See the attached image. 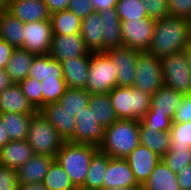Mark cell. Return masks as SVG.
<instances>
[{
	"instance_id": "1",
	"label": "cell",
	"mask_w": 191,
	"mask_h": 190,
	"mask_svg": "<svg viewBox=\"0 0 191 190\" xmlns=\"http://www.w3.org/2000/svg\"><path fill=\"white\" fill-rule=\"evenodd\" d=\"M190 35L191 20L173 17L157 19L148 51L160 59L179 53L189 44Z\"/></svg>"
},
{
	"instance_id": "2",
	"label": "cell",
	"mask_w": 191,
	"mask_h": 190,
	"mask_svg": "<svg viewBox=\"0 0 191 190\" xmlns=\"http://www.w3.org/2000/svg\"><path fill=\"white\" fill-rule=\"evenodd\" d=\"M140 122L133 119H118L105 128L104 140L98 149L111 158L124 159L140 144Z\"/></svg>"
},
{
	"instance_id": "3",
	"label": "cell",
	"mask_w": 191,
	"mask_h": 190,
	"mask_svg": "<svg viewBox=\"0 0 191 190\" xmlns=\"http://www.w3.org/2000/svg\"><path fill=\"white\" fill-rule=\"evenodd\" d=\"M98 150V147L93 145L65 141L55 156V160L69 175L74 186L82 187L92 156Z\"/></svg>"
},
{
	"instance_id": "4",
	"label": "cell",
	"mask_w": 191,
	"mask_h": 190,
	"mask_svg": "<svg viewBox=\"0 0 191 190\" xmlns=\"http://www.w3.org/2000/svg\"><path fill=\"white\" fill-rule=\"evenodd\" d=\"M109 97L118 119L141 121L151 108L152 95L135 87L117 86L109 92Z\"/></svg>"
},
{
	"instance_id": "5",
	"label": "cell",
	"mask_w": 191,
	"mask_h": 190,
	"mask_svg": "<svg viewBox=\"0 0 191 190\" xmlns=\"http://www.w3.org/2000/svg\"><path fill=\"white\" fill-rule=\"evenodd\" d=\"M27 140L35 154L54 158L65 142L40 111L31 117Z\"/></svg>"
},
{
	"instance_id": "6",
	"label": "cell",
	"mask_w": 191,
	"mask_h": 190,
	"mask_svg": "<svg viewBox=\"0 0 191 190\" xmlns=\"http://www.w3.org/2000/svg\"><path fill=\"white\" fill-rule=\"evenodd\" d=\"M117 87V71L105 52H91L86 91L90 94L109 93Z\"/></svg>"
},
{
	"instance_id": "7",
	"label": "cell",
	"mask_w": 191,
	"mask_h": 190,
	"mask_svg": "<svg viewBox=\"0 0 191 190\" xmlns=\"http://www.w3.org/2000/svg\"><path fill=\"white\" fill-rule=\"evenodd\" d=\"M135 72L133 87L142 92L153 95L164 86L161 59L148 50L138 52Z\"/></svg>"
},
{
	"instance_id": "8",
	"label": "cell",
	"mask_w": 191,
	"mask_h": 190,
	"mask_svg": "<svg viewBox=\"0 0 191 190\" xmlns=\"http://www.w3.org/2000/svg\"><path fill=\"white\" fill-rule=\"evenodd\" d=\"M164 86L191 94V69L184 51L161 58Z\"/></svg>"
},
{
	"instance_id": "9",
	"label": "cell",
	"mask_w": 191,
	"mask_h": 190,
	"mask_svg": "<svg viewBox=\"0 0 191 190\" xmlns=\"http://www.w3.org/2000/svg\"><path fill=\"white\" fill-rule=\"evenodd\" d=\"M156 20L152 18L121 21L123 46L140 51L152 44Z\"/></svg>"
},
{
	"instance_id": "10",
	"label": "cell",
	"mask_w": 191,
	"mask_h": 190,
	"mask_svg": "<svg viewBox=\"0 0 191 190\" xmlns=\"http://www.w3.org/2000/svg\"><path fill=\"white\" fill-rule=\"evenodd\" d=\"M75 121V132L68 142L99 147L104 140L105 128L97 122L89 107L77 113Z\"/></svg>"
},
{
	"instance_id": "11",
	"label": "cell",
	"mask_w": 191,
	"mask_h": 190,
	"mask_svg": "<svg viewBox=\"0 0 191 190\" xmlns=\"http://www.w3.org/2000/svg\"><path fill=\"white\" fill-rule=\"evenodd\" d=\"M24 41L22 49L34 55L49 54L52 41V24L50 20L24 23Z\"/></svg>"
},
{
	"instance_id": "12",
	"label": "cell",
	"mask_w": 191,
	"mask_h": 190,
	"mask_svg": "<svg viewBox=\"0 0 191 190\" xmlns=\"http://www.w3.org/2000/svg\"><path fill=\"white\" fill-rule=\"evenodd\" d=\"M139 51L134 48L122 46L105 52L111 58L117 71V86H134L136 59Z\"/></svg>"
},
{
	"instance_id": "13",
	"label": "cell",
	"mask_w": 191,
	"mask_h": 190,
	"mask_svg": "<svg viewBox=\"0 0 191 190\" xmlns=\"http://www.w3.org/2000/svg\"><path fill=\"white\" fill-rule=\"evenodd\" d=\"M81 34L53 35L49 55L61 62L76 57H90Z\"/></svg>"
},
{
	"instance_id": "14",
	"label": "cell",
	"mask_w": 191,
	"mask_h": 190,
	"mask_svg": "<svg viewBox=\"0 0 191 190\" xmlns=\"http://www.w3.org/2000/svg\"><path fill=\"white\" fill-rule=\"evenodd\" d=\"M124 159L133 171L137 183L142 187L162 157L146 146L139 144Z\"/></svg>"
},
{
	"instance_id": "15",
	"label": "cell",
	"mask_w": 191,
	"mask_h": 190,
	"mask_svg": "<svg viewBox=\"0 0 191 190\" xmlns=\"http://www.w3.org/2000/svg\"><path fill=\"white\" fill-rule=\"evenodd\" d=\"M103 176L102 190L118 187L141 188L127 161L122 158H111L109 156L107 169Z\"/></svg>"
},
{
	"instance_id": "16",
	"label": "cell",
	"mask_w": 191,
	"mask_h": 190,
	"mask_svg": "<svg viewBox=\"0 0 191 190\" xmlns=\"http://www.w3.org/2000/svg\"><path fill=\"white\" fill-rule=\"evenodd\" d=\"M39 111L65 141L73 136L76 127L75 116L62 108L58 102L47 104Z\"/></svg>"
},
{
	"instance_id": "17",
	"label": "cell",
	"mask_w": 191,
	"mask_h": 190,
	"mask_svg": "<svg viewBox=\"0 0 191 190\" xmlns=\"http://www.w3.org/2000/svg\"><path fill=\"white\" fill-rule=\"evenodd\" d=\"M7 11L23 23L50 20L43 0H9Z\"/></svg>"
},
{
	"instance_id": "18",
	"label": "cell",
	"mask_w": 191,
	"mask_h": 190,
	"mask_svg": "<svg viewBox=\"0 0 191 190\" xmlns=\"http://www.w3.org/2000/svg\"><path fill=\"white\" fill-rule=\"evenodd\" d=\"M35 155L28 140H11L0 149V166L17 170Z\"/></svg>"
},
{
	"instance_id": "19",
	"label": "cell",
	"mask_w": 191,
	"mask_h": 190,
	"mask_svg": "<svg viewBox=\"0 0 191 190\" xmlns=\"http://www.w3.org/2000/svg\"><path fill=\"white\" fill-rule=\"evenodd\" d=\"M54 160L55 158L49 155L35 154L17 169L19 184L42 183Z\"/></svg>"
},
{
	"instance_id": "20",
	"label": "cell",
	"mask_w": 191,
	"mask_h": 190,
	"mask_svg": "<svg viewBox=\"0 0 191 190\" xmlns=\"http://www.w3.org/2000/svg\"><path fill=\"white\" fill-rule=\"evenodd\" d=\"M37 110L31 105L18 84H12L0 93V114H34Z\"/></svg>"
},
{
	"instance_id": "21",
	"label": "cell",
	"mask_w": 191,
	"mask_h": 190,
	"mask_svg": "<svg viewBox=\"0 0 191 190\" xmlns=\"http://www.w3.org/2000/svg\"><path fill=\"white\" fill-rule=\"evenodd\" d=\"M80 34L90 52H103V23L99 12L95 11L82 19Z\"/></svg>"
},
{
	"instance_id": "22",
	"label": "cell",
	"mask_w": 191,
	"mask_h": 190,
	"mask_svg": "<svg viewBox=\"0 0 191 190\" xmlns=\"http://www.w3.org/2000/svg\"><path fill=\"white\" fill-rule=\"evenodd\" d=\"M90 57H76L61 62L63 77L68 88L86 89Z\"/></svg>"
},
{
	"instance_id": "23",
	"label": "cell",
	"mask_w": 191,
	"mask_h": 190,
	"mask_svg": "<svg viewBox=\"0 0 191 190\" xmlns=\"http://www.w3.org/2000/svg\"><path fill=\"white\" fill-rule=\"evenodd\" d=\"M103 23V52L123 46L121 20L115 7L99 12Z\"/></svg>"
},
{
	"instance_id": "24",
	"label": "cell",
	"mask_w": 191,
	"mask_h": 190,
	"mask_svg": "<svg viewBox=\"0 0 191 190\" xmlns=\"http://www.w3.org/2000/svg\"><path fill=\"white\" fill-rule=\"evenodd\" d=\"M141 190H180L177 174L161 159Z\"/></svg>"
},
{
	"instance_id": "25",
	"label": "cell",
	"mask_w": 191,
	"mask_h": 190,
	"mask_svg": "<svg viewBox=\"0 0 191 190\" xmlns=\"http://www.w3.org/2000/svg\"><path fill=\"white\" fill-rule=\"evenodd\" d=\"M183 94L166 86H162L152 95L151 110L154 113L165 114L173 120L177 107L180 105Z\"/></svg>"
},
{
	"instance_id": "26",
	"label": "cell",
	"mask_w": 191,
	"mask_h": 190,
	"mask_svg": "<svg viewBox=\"0 0 191 190\" xmlns=\"http://www.w3.org/2000/svg\"><path fill=\"white\" fill-rule=\"evenodd\" d=\"M36 55L22 49L15 48L6 65V73L14 84H18L29 75V69Z\"/></svg>"
},
{
	"instance_id": "27",
	"label": "cell",
	"mask_w": 191,
	"mask_h": 190,
	"mask_svg": "<svg viewBox=\"0 0 191 190\" xmlns=\"http://www.w3.org/2000/svg\"><path fill=\"white\" fill-rule=\"evenodd\" d=\"M24 23L7 10L0 13V39L14 48H21L24 41Z\"/></svg>"
},
{
	"instance_id": "28",
	"label": "cell",
	"mask_w": 191,
	"mask_h": 190,
	"mask_svg": "<svg viewBox=\"0 0 191 190\" xmlns=\"http://www.w3.org/2000/svg\"><path fill=\"white\" fill-rule=\"evenodd\" d=\"M28 77L34 78L38 82L50 78H64L62 65L49 54L35 56Z\"/></svg>"
},
{
	"instance_id": "29",
	"label": "cell",
	"mask_w": 191,
	"mask_h": 190,
	"mask_svg": "<svg viewBox=\"0 0 191 190\" xmlns=\"http://www.w3.org/2000/svg\"><path fill=\"white\" fill-rule=\"evenodd\" d=\"M88 107L93 112L97 122L104 128L118 120L109 93L90 94Z\"/></svg>"
},
{
	"instance_id": "30",
	"label": "cell",
	"mask_w": 191,
	"mask_h": 190,
	"mask_svg": "<svg viewBox=\"0 0 191 190\" xmlns=\"http://www.w3.org/2000/svg\"><path fill=\"white\" fill-rule=\"evenodd\" d=\"M140 144L146 146L160 157H163L170 147L171 134L170 131H157L146 128L140 122Z\"/></svg>"
},
{
	"instance_id": "31",
	"label": "cell",
	"mask_w": 191,
	"mask_h": 190,
	"mask_svg": "<svg viewBox=\"0 0 191 190\" xmlns=\"http://www.w3.org/2000/svg\"><path fill=\"white\" fill-rule=\"evenodd\" d=\"M33 114L1 113L0 118L5 125L6 133L11 140H26Z\"/></svg>"
},
{
	"instance_id": "32",
	"label": "cell",
	"mask_w": 191,
	"mask_h": 190,
	"mask_svg": "<svg viewBox=\"0 0 191 190\" xmlns=\"http://www.w3.org/2000/svg\"><path fill=\"white\" fill-rule=\"evenodd\" d=\"M53 35L80 34L82 20L69 9L50 15Z\"/></svg>"
},
{
	"instance_id": "33",
	"label": "cell",
	"mask_w": 191,
	"mask_h": 190,
	"mask_svg": "<svg viewBox=\"0 0 191 190\" xmlns=\"http://www.w3.org/2000/svg\"><path fill=\"white\" fill-rule=\"evenodd\" d=\"M109 162V156L98 150L91 159L88 173L82 188L102 190L103 178Z\"/></svg>"
},
{
	"instance_id": "34",
	"label": "cell",
	"mask_w": 191,
	"mask_h": 190,
	"mask_svg": "<svg viewBox=\"0 0 191 190\" xmlns=\"http://www.w3.org/2000/svg\"><path fill=\"white\" fill-rule=\"evenodd\" d=\"M89 99L90 93L85 89L67 87L58 103L62 106V108H65L72 113V115L76 116L77 113L88 107Z\"/></svg>"
},
{
	"instance_id": "35",
	"label": "cell",
	"mask_w": 191,
	"mask_h": 190,
	"mask_svg": "<svg viewBox=\"0 0 191 190\" xmlns=\"http://www.w3.org/2000/svg\"><path fill=\"white\" fill-rule=\"evenodd\" d=\"M42 183L48 190H74L76 188L69 175L56 160L52 162Z\"/></svg>"
},
{
	"instance_id": "36",
	"label": "cell",
	"mask_w": 191,
	"mask_h": 190,
	"mask_svg": "<svg viewBox=\"0 0 191 190\" xmlns=\"http://www.w3.org/2000/svg\"><path fill=\"white\" fill-rule=\"evenodd\" d=\"M115 9L121 21L148 18L141 0H117Z\"/></svg>"
},
{
	"instance_id": "37",
	"label": "cell",
	"mask_w": 191,
	"mask_h": 190,
	"mask_svg": "<svg viewBox=\"0 0 191 190\" xmlns=\"http://www.w3.org/2000/svg\"><path fill=\"white\" fill-rule=\"evenodd\" d=\"M42 107L58 102L67 88L64 78H50L41 81Z\"/></svg>"
},
{
	"instance_id": "38",
	"label": "cell",
	"mask_w": 191,
	"mask_h": 190,
	"mask_svg": "<svg viewBox=\"0 0 191 190\" xmlns=\"http://www.w3.org/2000/svg\"><path fill=\"white\" fill-rule=\"evenodd\" d=\"M162 160L177 174L180 170H184L187 165H191V148H169Z\"/></svg>"
},
{
	"instance_id": "39",
	"label": "cell",
	"mask_w": 191,
	"mask_h": 190,
	"mask_svg": "<svg viewBox=\"0 0 191 190\" xmlns=\"http://www.w3.org/2000/svg\"><path fill=\"white\" fill-rule=\"evenodd\" d=\"M169 148H191V121L187 123H172Z\"/></svg>"
},
{
	"instance_id": "40",
	"label": "cell",
	"mask_w": 191,
	"mask_h": 190,
	"mask_svg": "<svg viewBox=\"0 0 191 190\" xmlns=\"http://www.w3.org/2000/svg\"><path fill=\"white\" fill-rule=\"evenodd\" d=\"M18 85L31 105L39 111L42 108L41 82L36 81L34 78L27 77L20 81Z\"/></svg>"
},
{
	"instance_id": "41",
	"label": "cell",
	"mask_w": 191,
	"mask_h": 190,
	"mask_svg": "<svg viewBox=\"0 0 191 190\" xmlns=\"http://www.w3.org/2000/svg\"><path fill=\"white\" fill-rule=\"evenodd\" d=\"M141 123L148 129L170 131L173 120L161 113H154L151 109L142 118Z\"/></svg>"
},
{
	"instance_id": "42",
	"label": "cell",
	"mask_w": 191,
	"mask_h": 190,
	"mask_svg": "<svg viewBox=\"0 0 191 190\" xmlns=\"http://www.w3.org/2000/svg\"><path fill=\"white\" fill-rule=\"evenodd\" d=\"M144 4L147 15L152 19H163L169 17L168 0H141Z\"/></svg>"
},
{
	"instance_id": "43",
	"label": "cell",
	"mask_w": 191,
	"mask_h": 190,
	"mask_svg": "<svg viewBox=\"0 0 191 190\" xmlns=\"http://www.w3.org/2000/svg\"><path fill=\"white\" fill-rule=\"evenodd\" d=\"M169 17L191 20V0H168Z\"/></svg>"
},
{
	"instance_id": "44",
	"label": "cell",
	"mask_w": 191,
	"mask_h": 190,
	"mask_svg": "<svg viewBox=\"0 0 191 190\" xmlns=\"http://www.w3.org/2000/svg\"><path fill=\"white\" fill-rule=\"evenodd\" d=\"M17 170L0 166V190L18 189Z\"/></svg>"
},
{
	"instance_id": "45",
	"label": "cell",
	"mask_w": 191,
	"mask_h": 190,
	"mask_svg": "<svg viewBox=\"0 0 191 190\" xmlns=\"http://www.w3.org/2000/svg\"><path fill=\"white\" fill-rule=\"evenodd\" d=\"M191 121V94L184 95L176 109L173 123H187Z\"/></svg>"
},
{
	"instance_id": "46",
	"label": "cell",
	"mask_w": 191,
	"mask_h": 190,
	"mask_svg": "<svg viewBox=\"0 0 191 190\" xmlns=\"http://www.w3.org/2000/svg\"><path fill=\"white\" fill-rule=\"evenodd\" d=\"M68 9L75 13L81 20L88 14L95 12L92 0H69Z\"/></svg>"
},
{
	"instance_id": "47",
	"label": "cell",
	"mask_w": 191,
	"mask_h": 190,
	"mask_svg": "<svg viewBox=\"0 0 191 190\" xmlns=\"http://www.w3.org/2000/svg\"><path fill=\"white\" fill-rule=\"evenodd\" d=\"M177 180L180 190H191V165L177 173Z\"/></svg>"
},
{
	"instance_id": "48",
	"label": "cell",
	"mask_w": 191,
	"mask_h": 190,
	"mask_svg": "<svg viewBox=\"0 0 191 190\" xmlns=\"http://www.w3.org/2000/svg\"><path fill=\"white\" fill-rule=\"evenodd\" d=\"M15 48L4 40L0 39V69H5L7 62Z\"/></svg>"
},
{
	"instance_id": "49",
	"label": "cell",
	"mask_w": 191,
	"mask_h": 190,
	"mask_svg": "<svg viewBox=\"0 0 191 190\" xmlns=\"http://www.w3.org/2000/svg\"><path fill=\"white\" fill-rule=\"evenodd\" d=\"M47 6L49 14H53L59 11L67 10L69 6V0H43Z\"/></svg>"
},
{
	"instance_id": "50",
	"label": "cell",
	"mask_w": 191,
	"mask_h": 190,
	"mask_svg": "<svg viewBox=\"0 0 191 190\" xmlns=\"http://www.w3.org/2000/svg\"><path fill=\"white\" fill-rule=\"evenodd\" d=\"M96 12L114 8L117 0H92Z\"/></svg>"
},
{
	"instance_id": "51",
	"label": "cell",
	"mask_w": 191,
	"mask_h": 190,
	"mask_svg": "<svg viewBox=\"0 0 191 190\" xmlns=\"http://www.w3.org/2000/svg\"><path fill=\"white\" fill-rule=\"evenodd\" d=\"M12 84L13 82L10 80L6 70L0 69V93L3 92L6 88L10 87Z\"/></svg>"
},
{
	"instance_id": "52",
	"label": "cell",
	"mask_w": 191,
	"mask_h": 190,
	"mask_svg": "<svg viewBox=\"0 0 191 190\" xmlns=\"http://www.w3.org/2000/svg\"><path fill=\"white\" fill-rule=\"evenodd\" d=\"M10 141L11 139L8 133H6L5 125H3V122L0 118V149Z\"/></svg>"
},
{
	"instance_id": "53",
	"label": "cell",
	"mask_w": 191,
	"mask_h": 190,
	"mask_svg": "<svg viewBox=\"0 0 191 190\" xmlns=\"http://www.w3.org/2000/svg\"><path fill=\"white\" fill-rule=\"evenodd\" d=\"M17 190H48L43 183L19 184Z\"/></svg>"
},
{
	"instance_id": "54",
	"label": "cell",
	"mask_w": 191,
	"mask_h": 190,
	"mask_svg": "<svg viewBox=\"0 0 191 190\" xmlns=\"http://www.w3.org/2000/svg\"><path fill=\"white\" fill-rule=\"evenodd\" d=\"M183 51L187 57L189 67L191 69V41H189V44L185 47V49Z\"/></svg>"
},
{
	"instance_id": "55",
	"label": "cell",
	"mask_w": 191,
	"mask_h": 190,
	"mask_svg": "<svg viewBox=\"0 0 191 190\" xmlns=\"http://www.w3.org/2000/svg\"><path fill=\"white\" fill-rule=\"evenodd\" d=\"M9 6V0H0V13L6 11Z\"/></svg>"
},
{
	"instance_id": "56",
	"label": "cell",
	"mask_w": 191,
	"mask_h": 190,
	"mask_svg": "<svg viewBox=\"0 0 191 190\" xmlns=\"http://www.w3.org/2000/svg\"><path fill=\"white\" fill-rule=\"evenodd\" d=\"M106 190H141V188L118 187V188H112V189H106Z\"/></svg>"
},
{
	"instance_id": "57",
	"label": "cell",
	"mask_w": 191,
	"mask_h": 190,
	"mask_svg": "<svg viewBox=\"0 0 191 190\" xmlns=\"http://www.w3.org/2000/svg\"><path fill=\"white\" fill-rule=\"evenodd\" d=\"M74 190H91V189H85V188H82V187H76Z\"/></svg>"
}]
</instances>
